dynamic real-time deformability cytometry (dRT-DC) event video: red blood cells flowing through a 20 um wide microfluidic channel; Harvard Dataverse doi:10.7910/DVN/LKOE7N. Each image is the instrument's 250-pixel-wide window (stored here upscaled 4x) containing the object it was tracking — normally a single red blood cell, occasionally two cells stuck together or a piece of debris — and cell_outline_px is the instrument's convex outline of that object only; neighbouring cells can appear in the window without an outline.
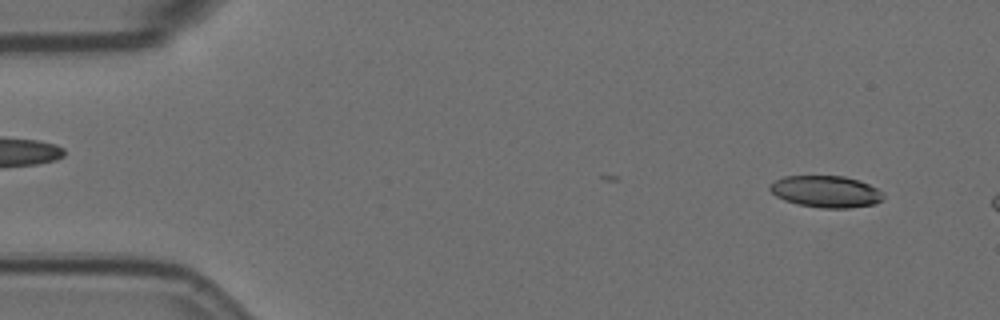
{"species": "Egyptian fruit bat (a non-hibernating species)", "species_latin": "Rousettus aegyptiacus", "temperature_condition": "room temperature", "stored_images_in_passage": 9, "camera_frame_rate_fps": 3000, "um_per_image_px": 0.085, "animal": {"sex": "female"}, "frame": {"image": 1, "passage_image": 2, "time_ms": 0.333, "image_size_px": [1000, 320], "cell_outline_px": [[884, 200], [876, 204], [848, 208], [820, 208], [796, 204], [784, 200], [776, 196], [768, 188], [768, 184], [784, 176], [844, 176], [860, 180], [876, 188], [884, 196]], "centroid_in_image_um": [70.19, 16.29], "position_along_channel_um": 14.8, "area_um2": 21.15}}